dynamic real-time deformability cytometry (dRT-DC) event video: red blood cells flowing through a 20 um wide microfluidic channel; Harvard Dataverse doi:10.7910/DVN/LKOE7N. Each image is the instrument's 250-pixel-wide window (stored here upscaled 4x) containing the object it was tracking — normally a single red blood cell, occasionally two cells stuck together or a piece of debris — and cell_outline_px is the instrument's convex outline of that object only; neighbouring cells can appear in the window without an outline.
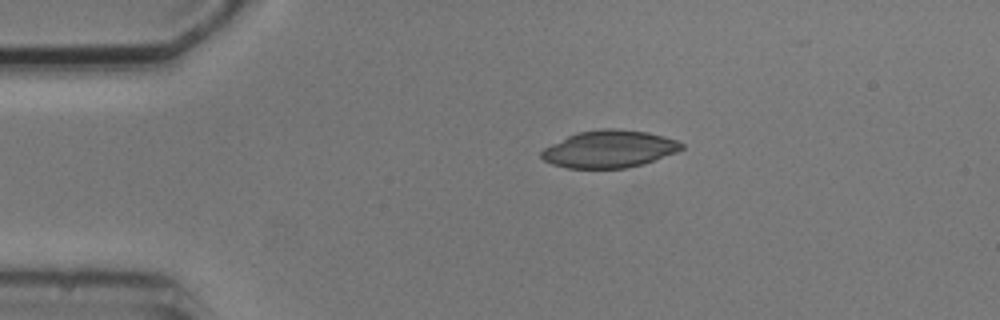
{"species": "common noctule bat (a hibernating species)", "species_latin": "Nyctalus noctula", "temperature_condition": "cold", "stored_images_in_passage": 3, "camera_frame_rate_fps": 3000, "um_per_image_px": 0.085, "animal": {"sex": "male", "body_mass_g": 20.5, "forearm_length_mm": 52.5}, "frame": {"image": 1, "passage_image": 1, "time_ms": 0.0, "image_size_px": [1000, 320], "cell_outline_px": [[684, 148], [676, 152], [644, 164], [624, 168], [568, 168], [552, 164], [544, 160], [540, 156], [540, 152], [544, 148], [576, 132], [604, 128], [616, 128], [648, 132], [664, 136], [676, 140], [684, 144]], "centroid_in_image_um": [51.8, 12.66], "position_along_channel_um": 33.2, "area_um2": 30.46}}